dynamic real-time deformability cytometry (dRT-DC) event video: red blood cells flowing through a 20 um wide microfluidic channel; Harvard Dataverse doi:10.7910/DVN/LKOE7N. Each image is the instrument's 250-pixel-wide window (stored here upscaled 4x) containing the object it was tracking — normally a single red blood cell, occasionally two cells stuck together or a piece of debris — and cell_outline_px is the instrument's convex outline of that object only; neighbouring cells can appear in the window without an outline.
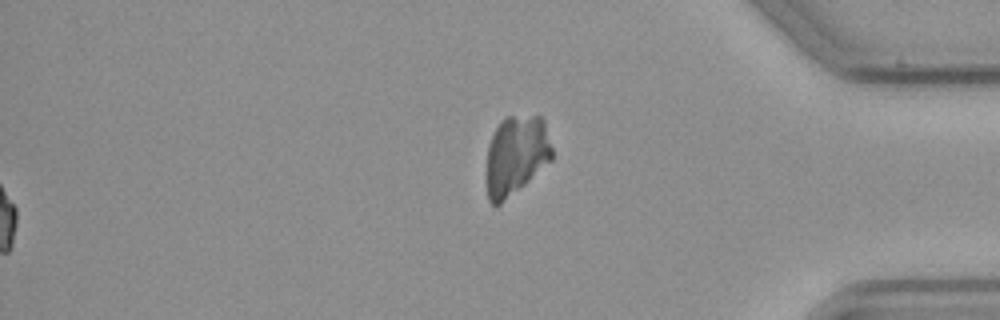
{"species": "common noctule bat (a hibernating species)", "species_latin": "Nyctalus noctula", "temperature_condition": "cold", "stored_images_in_passage": 41, "segment_of_instrument_passage": [2, 2], "camera_frame_rate_fps": 3000, "um_per_image_px": 0.085, "animal": {"sex": "male", "body_mass_g": 23.1, "forearm_length_mm": 52.7}, "frame": {"image": 1, "passage_image": 41, "time_ms": 13.333, "image_size_px": [1000, 320], "cell_outline_px": [[552, 160], [524, 184], [500, 204], [492, 204], [488, 200], [484, 176], [484, 172], [488, 148], [492, 136], [500, 120], [504, 116], [540, 116], [544, 120], [552, 148]], "centroid_in_image_um": [43.82, 13.2], "position_along_channel_um": 391.4, "area_um2": 30.63}}